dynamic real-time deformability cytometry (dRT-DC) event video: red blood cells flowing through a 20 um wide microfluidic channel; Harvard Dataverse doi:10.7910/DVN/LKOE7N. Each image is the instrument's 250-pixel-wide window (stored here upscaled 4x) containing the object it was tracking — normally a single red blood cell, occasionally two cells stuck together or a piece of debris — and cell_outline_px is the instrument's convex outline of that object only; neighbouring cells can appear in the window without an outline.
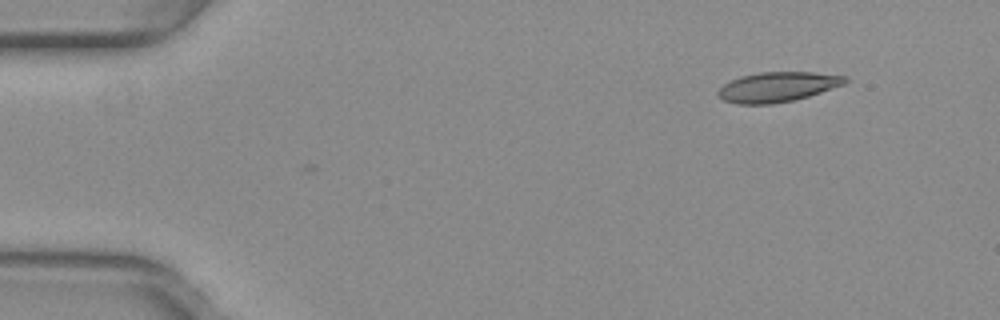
{"species": "common noctule bat (a hibernating species)", "species_latin": "Nyctalus noctula", "temperature_condition": "warm", "stored_images_in_passage": 47, "segment_of_instrument_passage": [1, 2], "camera_frame_rate_fps": 3000, "um_per_image_px": 0.085, "animal": {"sex": "female", "body_mass_g": 29.2, "forearm_length_mm": 56.3}, "frame": {"image": 1, "passage_image": 1, "time_ms": 0.0, "image_size_px": [1000, 320], "cell_outline_px": [[848, 80], [844, 84], [808, 96], [792, 100], [772, 104], [736, 104], [724, 100], [716, 92], [724, 84], [740, 76], [760, 72], [812, 72], [848, 76]], "centroid_in_image_um": [66.09, 7.38], "position_along_channel_um": 18.9, "area_um2": 21.96}}